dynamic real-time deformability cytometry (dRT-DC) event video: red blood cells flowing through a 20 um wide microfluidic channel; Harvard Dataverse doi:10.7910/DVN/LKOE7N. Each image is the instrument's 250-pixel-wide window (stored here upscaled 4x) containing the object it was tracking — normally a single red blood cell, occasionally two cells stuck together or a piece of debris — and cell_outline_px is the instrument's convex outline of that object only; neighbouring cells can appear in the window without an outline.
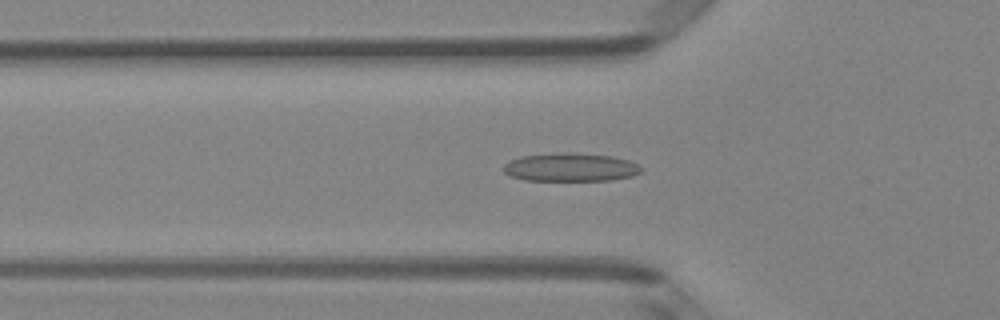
{"species": "Egyptian fruit bat (a non-hibernating species)", "species_latin": "Rousettus aegyptiacus", "temperature_condition": "room temperature", "stored_images_in_passage": 49, "camera_frame_rate_fps": 3000, "um_per_image_px": 0.085, "animal": {"sex": "female"}, "frame": {"image": 1, "passage_image": 16, "time_ms": 5.0, "image_size_px": [1000, 320], "cell_outline_px": [[644, 168], [640, 172], [632, 176], [612, 180], [524, 180], [512, 176], [504, 172], [504, 164], [508, 160], [520, 156], [552, 152], [572, 152], [612, 156], [628, 160]], "centroid_in_image_um": [48.47, 14.2], "position_along_channel_um": 77.3, "area_um2": 22.95}}
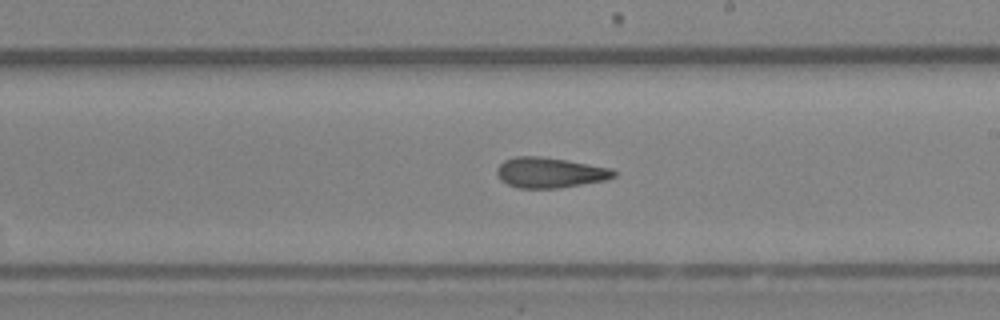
{"frame": {"image": 2, "passage_image": 28, "time_ms": 9.0, "image_size_px": [1000, 320], "cell_outline_px": [[616, 176], [608, 180], [556, 188], [520, 188], [508, 184], [500, 180], [496, 172], [496, 168], [504, 160], [516, 156], [540, 156], [568, 160], [612, 168], [616, 172]], "centroid_in_image_um": [46.75, 14.66], "position_along_channel_um": 242.2, "area_um2": 20.81}}
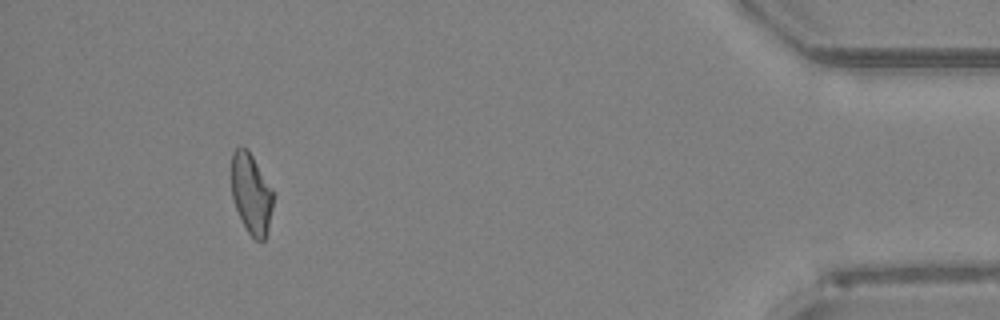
{"frame": {"image": 3, "passage_image": 45, "time_ms": 14.667, "image_size_px": [1000, 320], "cell_outline_px": [[272, 208], [268, 228], [264, 240], [256, 240], [248, 232], [236, 208], [232, 196], [232, 152], [240, 144], [248, 148], [272, 188]], "centroid_in_image_um": [21.35, 16.4], "position_along_channel_um": 413.9, "area_um2": 19.36}, "authors_computed_cell_mechanics": {"area_um2": 20.8658, "velocity_mm_per_s": 4.1315, "shape_relaxation_time_tau1_ms": 8.1713, "shape_relaxation_time_tau2_ms": 3.4717, "deformation_change_tau1": 0.2218, "deformation_change_tau2": 0.1186}}